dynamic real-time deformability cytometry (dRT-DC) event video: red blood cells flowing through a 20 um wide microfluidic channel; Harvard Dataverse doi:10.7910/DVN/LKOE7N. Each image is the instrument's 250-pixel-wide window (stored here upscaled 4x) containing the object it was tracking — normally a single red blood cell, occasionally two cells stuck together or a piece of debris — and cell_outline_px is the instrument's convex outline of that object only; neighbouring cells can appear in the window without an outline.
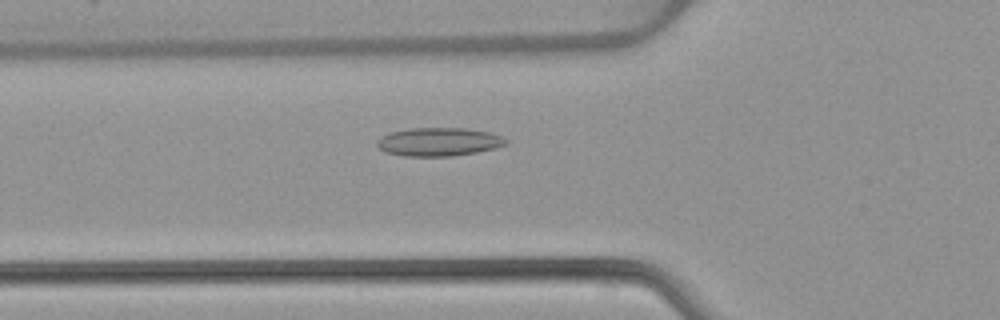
{"species": "common noctule bat (a hibernating species)", "species_latin": "Nyctalus noctula", "temperature_condition": "warm", "stored_images_in_passage": 53, "camera_frame_rate_fps": 3000, "um_per_image_px": 0.085, "animal": {"sex": "female", "body_mass_g": 22.7, "forearm_length_mm": 54.2}, "frame": {"image": 1, "passage_image": 19, "time_ms": 6.0, "image_size_px": [1000, 320], "cell_outline_px": [[508, 144], [496, 148], [476, 152], [452, 156], [404, 156], [384, 152], [376, 144], [376, 140], [380, 136], [388, 132], [412, 128], [464, 128], [488, 132], [500, 136], [508, 140]], "centroid_in_image_um": [37.26, 12.06], "position_along_channel_um": 88.5, "area_um2": 21.44}}
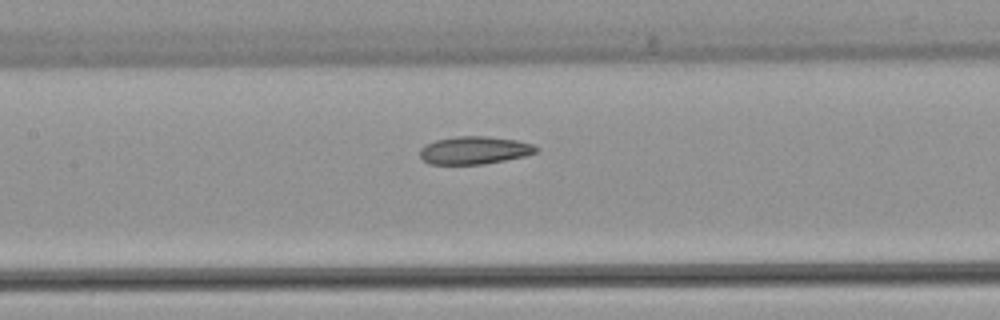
{"frame": {"image": 2, "passage_image": 25, "time_ms": 8.0, "image_size_px": [1000, 320], "cell_outline_px": [[540, 148], [536, 152], [524, 156], [484, 164], [428, 164], [420, 156], [420, 148], [424, 144], [436, 140], [456, 136], [488, 136], [516, 140], [532, 144]], "centroid_in_image_um": [40.3, 12.77], "position_along_channel_um": 167.1, "area_um2": 18.84}}
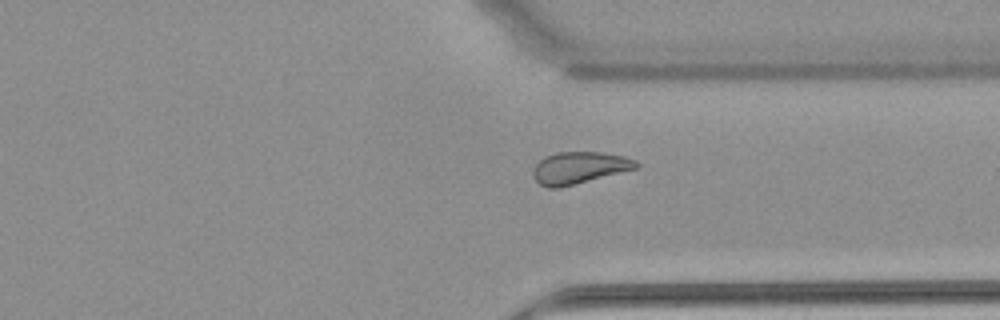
{"frame": {"image": 3, "passage_image": 40, "time_ms": 13.0, "image_size_px": [1000, 320], "cell_outline_px": [[640, 168], [556, 188], [548, 188], [540, 184], [532, 176], [532, 172], [536, 164], [544, 156], [556, 152], [600, 152], [624, 156], [636, 160], [640, 164]], "centroid_in_image_um": [49.25, 14.25], "position_along_channel_um": 362.1, "area_um2": 19.19}, "authors_computed_cell_mechanics": {"area_um2": 21.3282, "velocity_mm_per_s": 3.9038, "shape_relaxation_time_tau1_ms": null, "shape_relaxation_time_tau2_ms": 3.5554, "deformation_change_tau1": null, "deformation_change_tau2": 0.0961}}